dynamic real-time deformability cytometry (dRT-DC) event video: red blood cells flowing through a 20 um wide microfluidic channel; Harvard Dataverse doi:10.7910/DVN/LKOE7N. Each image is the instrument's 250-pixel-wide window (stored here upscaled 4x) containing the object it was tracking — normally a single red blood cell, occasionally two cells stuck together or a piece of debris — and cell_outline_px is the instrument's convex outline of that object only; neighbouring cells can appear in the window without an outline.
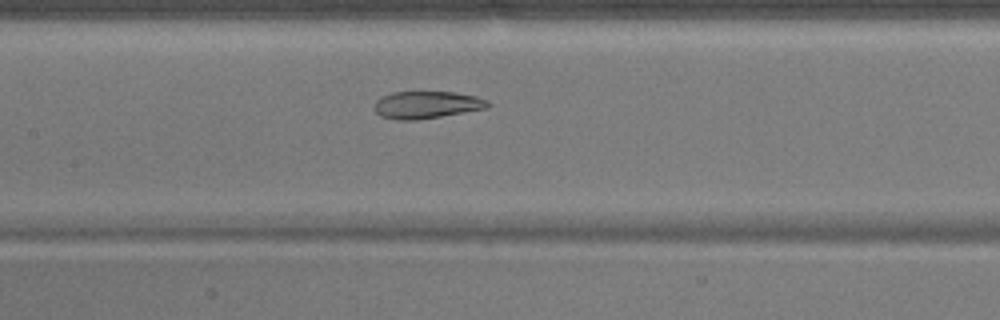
{"species": "common noctule bat (a hibernating species)", "species_latin": "Nyctalus noctula", "temperature_condition": "warm", "stored_images_in_passage": 43, "camera_frame_rate_fps": 3000, "um_per_image_px": 0.085, "animal": {"sex": "male", "body_mass_g": 17.9}, "frame": {"image": 1, "passage_image": 15, "time_ms": 4.667, "image_size_px": [1000, 320], "cell_outline_px": [[492, 104], [488, 108], [416, 120], [396, 120], [380, 116], [372, 108], [376, 100], [380, 96], [392, 92], [456, 92], [476, 96], [488, 100]], "centroid_in_image_um": [36.24, 8.9], "position_along_channel_um": 171.2, "area_um2": 18.26}}
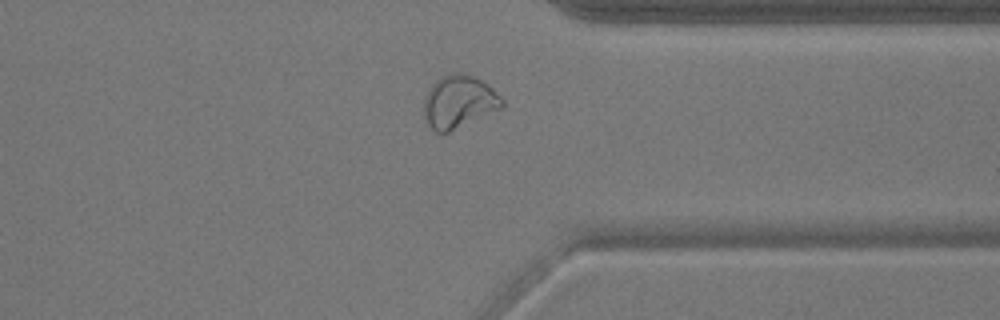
{"frame": {"image": 2, "passage_image": 31, "time_ms": 10.0, "image_size_px": [1000, 320], "cell_outline_px": [[504, 108], [448, 132], [436, 132], [428, 124], [424, 116], [424, 100], [432, 84], [440, 76], [456, 72], [472, 76], [488, 84], [504, 100]], "centroid_in_image_um": [39.03, 8.65], "position_along_channel_um": 372.4, "area_um2": 23.93}}
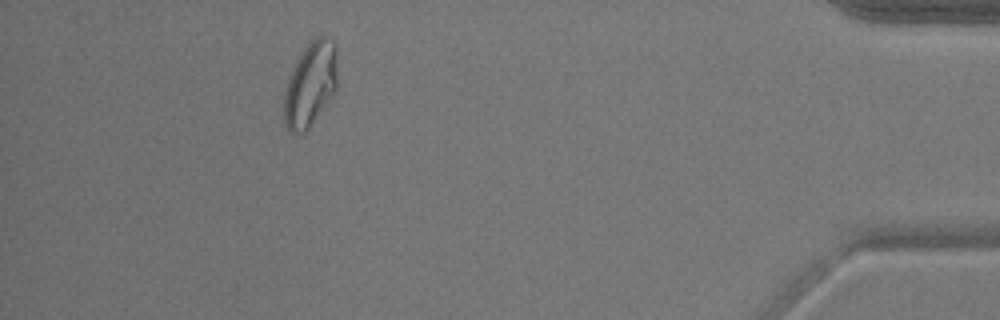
{"frame": {"image": 3, "passage_image": 38, "time_ms": 12.333, "image_size_px": [1000, 320], "cell_outline_px": [[336, 92], [308, 128], [300, 136], [296, 136], [288, 132], [284, 120], [284, 92], [292, 68], [296, 60], [312, 36], [320, 32], [332, 36], [336, 44]], "centroid_in_image_um": [26.39, 7.11], "position_along_channel_um": 408.8, "area_um2": 27.11}, "authors_computed_cell_mechanics": {"area_um2": 21.4438, "velocity_mm_per_s": 3.8292, "shape_relaxation_time_tau1_ms": null, "shape_relaxation_time_tau2_ms": 1.2212, "deformation_change_tau1": null, "deformation_change_tau2": 0.0578}}